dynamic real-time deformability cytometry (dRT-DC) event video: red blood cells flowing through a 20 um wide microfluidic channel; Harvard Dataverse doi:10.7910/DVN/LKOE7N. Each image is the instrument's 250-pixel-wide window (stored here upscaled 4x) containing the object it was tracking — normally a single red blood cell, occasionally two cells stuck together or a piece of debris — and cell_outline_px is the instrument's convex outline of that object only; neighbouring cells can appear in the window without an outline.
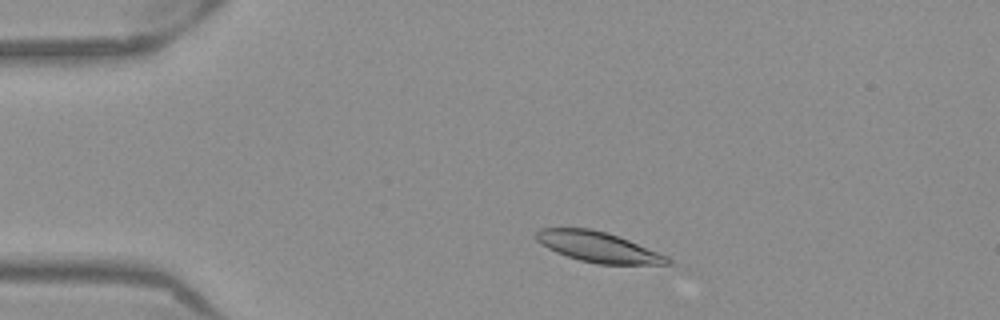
{"species": "Egyptian fruit bat (a non-hibernating species)", "species_latin": "Rousettus aegyptiacus", "temperature_condition": "warm", "stored_images_in_passage": 49, "camera_frame_rate_fps": 3000, "um_per_image_px": 0.085, "frame": {"image": 1, "passage_image": 7, "time_ms": 2.0, "image_size_px": [1000, 320], "cell_outline_px": [[672, 264], [600, 264], [580, 260], [556, 252], [540, 244], [536, 240], [536, 232], [540, 228], [588, 228], [608, 232], [668, 256], [672, 260]], "centroid_in_image_um": [50.84, 20.99], "position_along_channel_um": 34.2, "area_um2": 23.06}}
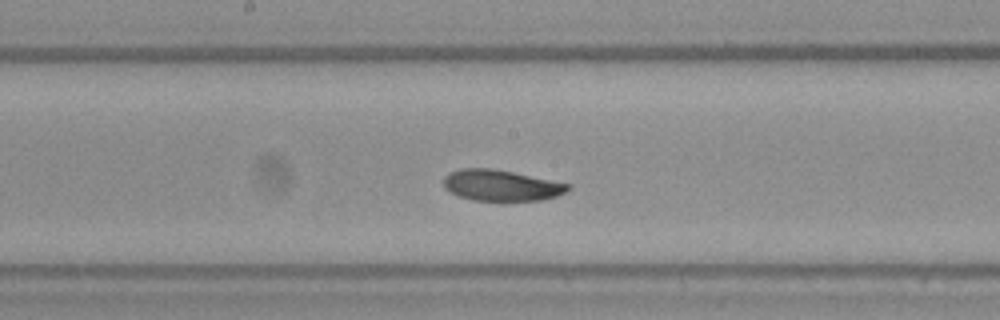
{"frame": {"image": 2, "passage_image": 24, "time_ms": 7.667, "image_size_px": [1000, 320], "cell_outline_px": [[572, 188], [556, 196], [544, 200], [472, 200], [448, 192], [444, 188], [444, 176], [448, 172], [460, 168], [492, 168], [572, 184]], "centroid_in_image_um": [42.58, 15.75], "position_along_channel_um": 205.6, "area_um2": 22.54}}
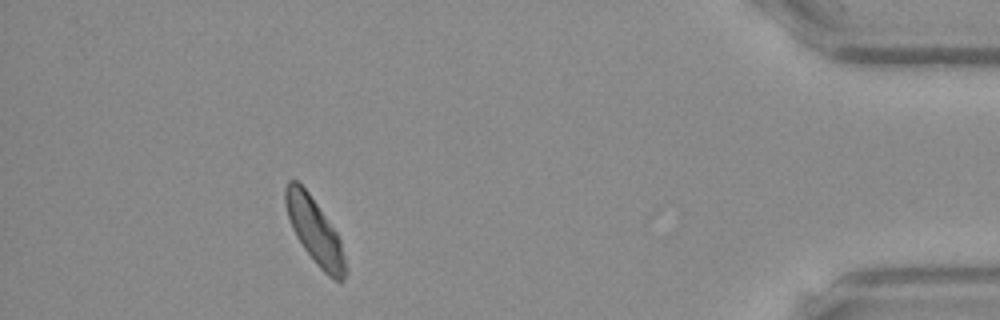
{"frame": {"image": 3, "passage_image": 44, "time_ms": 14.333, "image_size_px": [1000, 320], "cell_outline_px": [[348, 272], [344, 280], [340, 284], [328, 276], [316, 264], [304, 248], [296, 236], [292, 228], [284, 204], [284, 188], [288, 180], [296, 180], [308, 192], [336, 232], [340, 240], [348, 268]], "centroid_in_image_um": [26.77, 19.69], "position_along_channel_um": 408.4, "area_um2": 22.95}, "authors_computed_cell_mechanics": {"area_um2": 23.2934, "velocity_mm_per_s": 3.8465, "shape_relaxation_time_tau1_ms": 2.9805, "shape_relaxation_time_tau2_ms": 3.985, "deformation_change_tau1": 0.116, "deformation_change_tau2": 0.0824}}